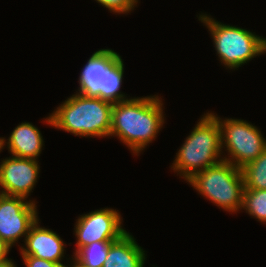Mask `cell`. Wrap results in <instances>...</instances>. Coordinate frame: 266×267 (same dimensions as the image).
<instances>
[{
  "mask_svg": "<svg viewBox=\"0 0 266 267\" xmlns=\"http://www.w3.org/2000/svg\"><path fill=\"white\" fill-rule=\"evenodd\" d=\"M39 161L12 156L0 162L1 194L28 198L39 178Z\"/></svg>",
  "mask_w": 266,
  "mask_h": 267,
  "instance_id": "9c48e42d",
  "label": "cell"
},
{
  "mask_svg": "<svg viewBox=\"0 0 266 267\" xmlns=\"http://www.w3.org/2000/svg\"><path fill=\"white\" fill-rule=\"evenodd\" d=\"M42 137L37 126L22 122L14 128L8 139L3 137V148L7 145L12 156L37 160L44 146Z\"/></svg>",
  "mask_w": 266,
  "mask_h": 267,
  "instance_id": "7c38bea8",
  "label": "cell"
},
{
  "mask_svg": "<svg viewBox=\"0 0 266 267\" xmlns=\"http://www.w3.org/2000/svg\"><path fill=\"white\" fill-rule=\"evenodd\" d=\"M0 267H17V266L11 259H8L5 262L0 263Z\"/></svg>",
  "mask_w": 266,
  "mask_h": 267,
  "instance_id": "7402d4cb",
  "label": "cell"
},
{
  "mask_svg": "<svg viewBox=\"0 0 266 267\" xmlns=\"http://www.w3.org/2000/svg\"><path fill=\"white\" fill-rule=\"evenodd\" d=\"M122 220L119 211L112 208H101L80 215L74 228L77 238L75 252L93 242L118 240L127 232L122 226Z\"/></svg>",
  "mask_w": 266,
  "mask_h": 267,
  "instance_id": "52a82bcc",
  "label": "cell"
},
{
  "mask_svg": "<svg viewBox=\"0 0 266 267\" xmlns=\"http://www.w3.org/2000/svg\"><path fill=\"white\" fill-rule=\"evenodd\" d=\"M187 182L203 197L228 212H238L243 205L244 178L242 170L221 161L194 174Z\"/></svg>",
  "mask_w": 266,
  "mask_h": 267,
  "instance_id": "5b68a950",
  "label": "cell"
},
{
  "mask_svg": "<svg viewBox=\"0 0 266 267\" xmlns=\"http://www.w3.org/2000/svg\"><path fill=\"white\" fill-rule=\"evenodd\" d=\"M241 170L245 189L266 190V150Z\"/></svg>",
  "mask_w": 266,
  "mask_h": 267,
  "instance_id": "2e32d148",
  "label": "cell"
},
{
  "mask_svg": "<svg viewBox=\"0 0 266 267\" xmlns=\"http://www.w3.org/2000/svg\"><path fill=\"white\" fill-rule=\"evenodd\" d=\"M71 260H72V261H70V262H71L72 265H68V266H66V267H86L85 265H83L81 262H79L78 260H76V259L73 258V257H72ZM72 262H73V263H72Z\"/></svg>",
  "mask_w": 266,
  "mask_h": 267,
  "instance_id": "44dd1931",
  "label": "cell"
},
{
  "mask_svg": "<svg viewBox=\"0 0 266 267\" xmlns=\"http://www.w3.org/2000/svg\"><path fill=\"white\" fill-rule=\"evenodd\" d=\"M202 116L185 138L171 166L185 181L223 161L219 123L210 112Z\"/></svg>",
  "mask_w": 266,
  "mask_h": 267,
  "instance_id": "3957f363",
  "label": "cell"
},
{
  "mask_svg": "<svg viewBox=\"0 0 266 267\" xmlns=\"http://www.w3.org/2000/svg\"><path fill=\"white\" fill-rule=\"evenodd\" d=\"M3 148V137H0V152L2 151Z\"/></svg>",
  "mask_w": 266,
  "mask_h": 267,
  "instance_id": "603a6c76",
  "label": "cell"
},
{
  "mask_svg": "<svg viewBox=\"0 0 266 267\" xmlns=\"http://www.w3.org/2000/svg\"><path fill=\"white\" fill-rule=\"evenodd\" d=\"M26 267H66L63 263H54L31 255H22Z\"/></svg>",
  "mask_w": 266,
  "mask_h": 267,
  "instance_id": "d6986e66",
  "label": "cell"
},
{
  "mask_svg": "<svg viewBox=\"0 0 266 267\" xmlns=\"http://www.w3.org/2000/svg\"><path fill=\"white\" fill-rule=\"evenodd\" d=\"M120 56L107 70L106 91H100L96 96L112 103L128 100L120 90L124 74V62Z\"/></svg>",
  "mask_w": 266,
  "mask_h": 267,
  "instance_id": "5bb4252c",
  "label": "cell"
},
{
  "mask_svg": "<svg viewBox=\"0 0 266 267\" xmlns=\"http://www.w3.org/2000/svg\"><path fill=\"white\" fill-rule=\"evenodd\" d=\"M210 31L219 61L228 69H237L254 57L266 53V38L250 30L216 21L206 13L199 14Z\"/></svg>",
  "mask_w": 266,
  "mask_h": 267,
  "instance_id": "277c9868",
  "label": "cell"
},
{
  "mask_svg": "<svg viewBox=\"0 0 266 267\" xmlns=\"http://www.w3.org/2000/svg\"><path fill=\"white\" fill-rule=\"evenodd\" d=\"M39 218L32 224L25 238V246L20 248L21 255H31L54 263L64 258L65 244L53 230L40 227Z\"/></svg>",
  "mask_w": 266,
  "mask_h": 267,
  "instance_id": "30bf717a",
  "label": "cell"
},
{
  "mask_svg": "<svg viewBox=\"0 0 266 267\" xmlns=\"http://www.w3.org/2000/svg\"><path fill=\"white\" fill-rule=\"evenodd\" d=\"M210 113L220 126L222 153L223 148L228 152V157H223L224 161L241 169L266 150V139L254 124L241 119H221L217 114Z\"/></svg>",
  "mask_w": 266,
  "mask_h": 267,
  "instance_id": "8992f818",
  "label": "cell"
},
{
  "mask_svg": "<svg viewBox=\"0 0 266 267\" xmlns=\"http://www.w3.org/2000/svg\"><path fill=\"white\" fill-rule=\"evenodd\" d=\"M120 57L112 49H100L88 59L79 76L78 91L86 96H97L106 91L107 70Z\"/></svg>",
  "mask_w": 266,
  "mask_h": 267,
  "instance_id": "8fae6325",
  "label": "cell"
},
{
  "mask_svg": "<svg viewBox=\"0 0 266 267\" xmlns=\"http://www.w3.org/2000/svg\"><path fill=\"white\" fill-rule=\"evenodd\" d=\"M38 219L34 200L0 193V237L11 247L25 238L32 224Z\"/></svg>",
  "mask_w": 266,
  "mask_h": 267,
  "instance_id": "ba28073f",
  "label": "cell"
},
{
  "mask_svg": "<svg viewBox=\"0 0 266 267\" xmlns=\"http://www.w3.org/2000/svg\"><path fill=\"white\" fill-rule=\"evenodd\" d=\"M11 246L5 241H0V263L8 260L7 254L9 253Z\"/></svg>",
  "mask_w": 266,
  "mask_h": 267,
  "instance_id": "ffe728a7",
  "label": "cell"
},
{
  "mask_svg": "<svg viewBox=\"0 0 266 267\" xmlns=\"http://www.w3.org/2000/svg\"><path fill=\"white\" fill-rule=\"evenodd\" d=\"M241 209L261 223H266V190L244 189Z\"/></svg>",
  "mask_w": 266,
  "mask_h": 267,
  "instance_id": "e0dca14e",
  "label": "cell"
},
{
  "mask_svg": "<svg viewBox=\"0 0 266 267\" xmlns=\"http://www.w3.org/2000/svg\"><path fill=\"white\" fill-rule=\"evenodd\" d=\"M113 103L76 91L59 105L44 122L80 137H109Z\"/></svg>",
  "mask_w": 266,
  "mask_h": 267,
  "instance_id": "7a4b0ae2",
  "label": "cell"
},
{
  "mask_svg": "<svg viewBox=\"0 0 266 267\" xmlns=\"http://www.w3.org/2000/svg\"><path fill=\"white\" fill-rule=\"evenodd\" d=\"M111 242L113 241L93 242L79 248L73 257L86 267H103Z\"/></svg>",
  "mask_w": 266,
  "mask_h": 267,
  "instance_id": "9a60e30c",
  "label": "cell"
},
{
  "mask_svg": "<svg viewBox=\"0 0 266 267\" xmlns=\"http://www.w3.org/2000/svg\"><path fill=\"white\" fill-rule=\"evenodd\" d=\"M106 7L110 12L128 14L137 6L139 0H95Z\"/></svg>",
  "mask_w": 266,
  "mask_h": 267,
  "instance_id": "ac0fdd59",
  "label": "cell"
},
{
  "mask_svg": "<svg viewBox=\"0 0 266 267\" xmlns=\"http://www.w3.org/2000/svg\"><path fill=\"white\" fill-rule=\"evenodd\" d=\"M163 102L158 95L113 103L110 137L116 136L133 155L156 139L164 124Z\"/></svg>",
  "mask_w": 266,
  "mask_h": 267,
  "instance_id": "6da1fadb",
  "label": "cell"
},
{
  "mask_svg": "<svg viewBox=\"0 0 266 267\" xmlns=\"http://www.w3.org/2000/svg\"><path fill=\"white\" fill-rule=\"evenodd\" d=\"M129 232L111 242L103 267H144L146 254Z\"/></svg>",
  "mask_w": 266,
  "mask_h": 267,
  "instance_id": "4fadbf2b",
  "label": "cell"
}]
</instances>
